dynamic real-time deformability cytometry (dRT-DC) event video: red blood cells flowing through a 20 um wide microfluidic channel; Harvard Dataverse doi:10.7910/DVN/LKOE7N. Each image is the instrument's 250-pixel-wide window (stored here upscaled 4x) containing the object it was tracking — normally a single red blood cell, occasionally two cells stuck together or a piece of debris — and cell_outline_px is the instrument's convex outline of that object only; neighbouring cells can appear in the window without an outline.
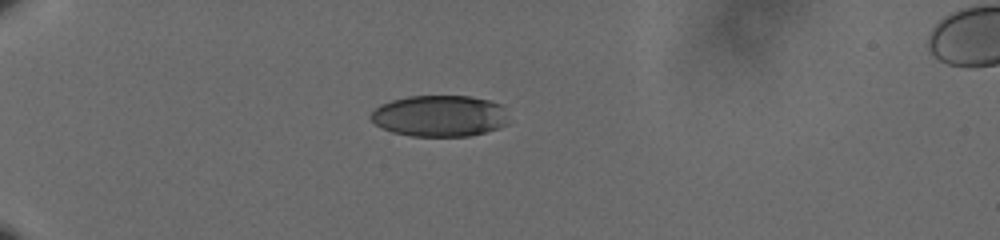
{"species": "human", "species_latin": "Homo sapiens", "temperature_condition": "cold", "stored_images_in_passage": 42, "camera_frame_rate_fps": 3000, "um_per_image_px": 0.085, "donor": {"sex": "male"}, "frame": {"image": 1, "passage_image": 1, "time_ms": 0.0, "image_size_px": [1000, 240], "cell_outline_px": [[508, 124], [500, 128], [468, 136], [412, 136], [392, 132], [376, 124], [368, 116], [380, 104], [392, 100], [408, 96], [472, 96], [488, 100], [500, 104]], "centroid_in_image_um": [37.34, 9.85], "position_along_channel_um": 47.7, "area_um2": 33.06}}
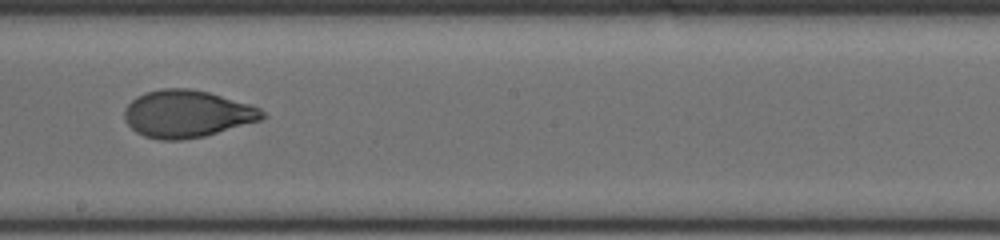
{"frame": {"image": 2, "passage_image": 20, "time_ms": 6.333, "image_size_px": [1000, 240], "cell_outline_px": [[268, 116], [260, 120], [204, 136], [180, 140], [160, 140], [144, 136], [136, 132], [124, 120], [124, 108], [136, 96], [144, 92], [160, 88], [188, 88], [208, 92], [248, 104], [260, 108]], "centroid_in_image_um": [15.85, 9.67], "position_along_channel_um": 232.3, "area_um2": 37.92}}
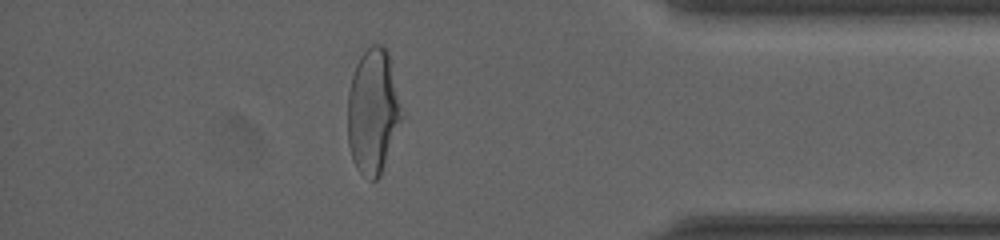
{"frame": {"image": 3, "passage_image": 36, "time_ms": 11.667, "image_size_px": [1000, 240], "cell_outline_px": [[404, 116], [380, 176], [376, 180], [372, 180], [360, 172], [356, 168], [352, 160], [348, 144], [348, 92], [352, 76], [356, 64], [360, 56], [372, 44], [380, 44], [388, 52]], "centroid_in_image_um": [31.71, 9.49], "position_along_channel_um": 403.5, "area_um2": 39.42}, "authors_computed_cell_mechanics": {"area_um2": 38.0902, "velocity_mm_per_s": 3.618, "shape_relaxation_time_tau1_ms": 6.6864, "shape_relaxation_time_tau2_ms": 1.0286, "deformation_change_tau1": 0.2275, "deformation_change_tau2": 0.0557}}